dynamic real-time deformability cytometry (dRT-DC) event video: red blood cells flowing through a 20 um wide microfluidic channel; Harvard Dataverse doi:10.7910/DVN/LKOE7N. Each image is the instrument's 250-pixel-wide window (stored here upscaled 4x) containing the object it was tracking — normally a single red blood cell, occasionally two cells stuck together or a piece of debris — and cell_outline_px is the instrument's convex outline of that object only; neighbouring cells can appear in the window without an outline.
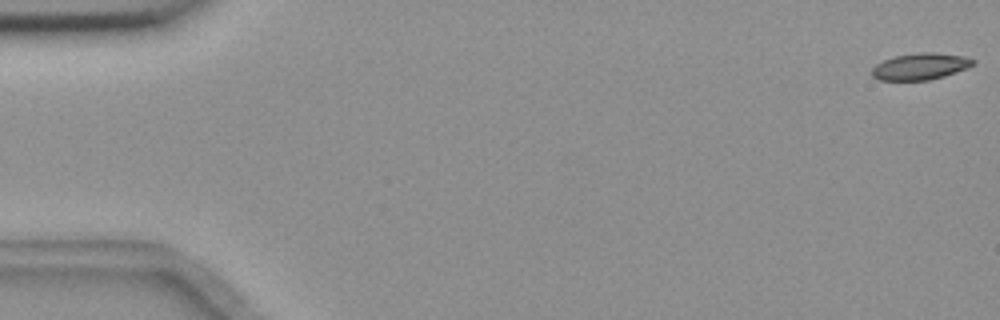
{"species": "common noctule bat (a hibernating species)", "species_latin": "Nyctalus noctula", "temperature_condition": "room temperature", "stored_images_in_passage": 56, "camera_frame_rate_fps": 3000, "um_per_image_px": 0.085, "animal": {"sex": "female", "body_mass_g": 18.4}, "frame": {"image": 1, "passage_image": 1, "time_ms": 0.0, "image_size_px": [1000, 320], "cell_outline_px": [[976, 60], [972, 64], [964, 68], [944, 76], [928, 80], [880, 80], [872, 76], [872, 68], [876, 64], [884, 60], [896, 56], [920, 52], [932, 52], [964, 56]], "centroid_in_image_um": [78.19, 5.64], "position_along_channel_um": 6.8, "area_um2": 15.37}}
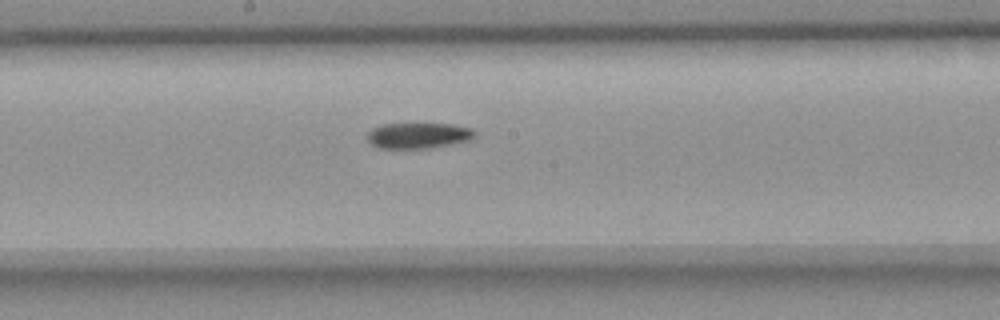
{"frame": {"image": 2, "passage_image": 30, "time_ms": 9.667, "image_size_px": [1000, 320], "cell_outline_px": [[476, 136], [468, 140], [452, 144], [428, 148], [380, 148], [372, 144], [368, 140], [368, 132], [372, 128], [380, 124], [452, 124], [472, 128], [476, 132]], "centroid_in_image_um": [35.57, 11.51], "position_along_channel_um": 212.6, "area_um2": 16.07}}
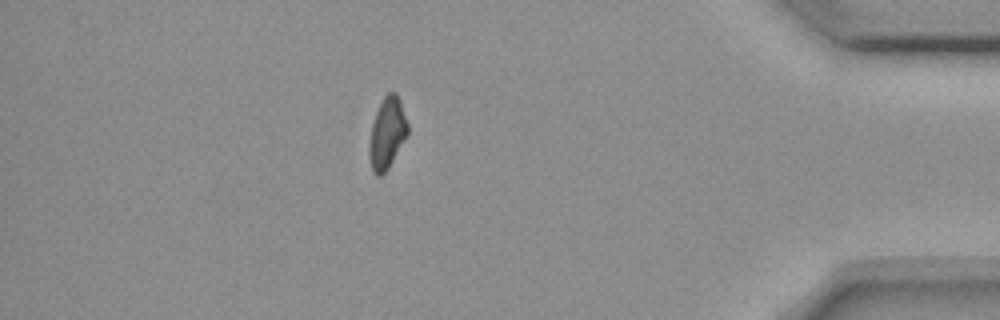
{"frame": {"image": 3, "passage_image": 49, "time_ms": 16.0, "image_size_px": [1000, 320], "cell_outline_px": [[408, 132], [388, 168], [380, 176], [376, 176], [372, 172], [368, 148], [372, 124], [376, 112], [384, 96], [388, 92], [396, 92], [400, 100], [408, 124]], "centroid_in_image_um": [32.89, 11.31], "position_along_channel_um": 402.3, "area_um2": 15.72}}